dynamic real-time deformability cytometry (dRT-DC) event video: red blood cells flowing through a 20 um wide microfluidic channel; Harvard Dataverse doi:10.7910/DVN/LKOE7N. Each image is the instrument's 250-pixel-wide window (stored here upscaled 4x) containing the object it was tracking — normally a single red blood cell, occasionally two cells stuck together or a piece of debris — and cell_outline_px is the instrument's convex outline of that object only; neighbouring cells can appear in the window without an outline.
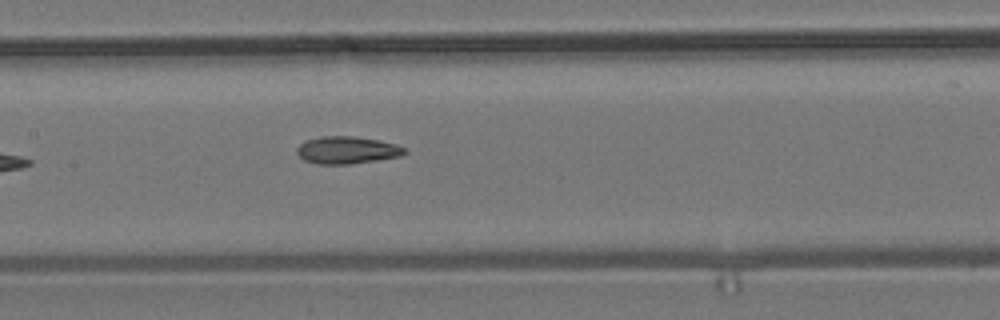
{"species": "common noctule bat (a hibernating species)", "species_latin": "Nyctalus noctula", "temperature_condition": "room temperature", "stored_images_in_passage": 7, "camera_frame_rate_fps": 3000, "um_per_image_px": 0.085, "animal": {"sex": "male", "body_mass_g": 19.2, "forearm_length_mm": 51.8}, "frame": {"image": 1, "passage_image": 7, "time_ms": 7.333, "image_size_px": [1000, 320], "cell_outline_px": [[408, 152], [400, 156], [352, 164], [316, 164], [304, 160], [296, 152], [296, 148], [300, 144], [308, 140], [324, 136], [352, 136], [376, 140], [396, 144], [404, 148]], "centroid_in_image_um": [29.48, 12.77], "position_along_channel_um": 177.9, "area_um2": 16.99}}